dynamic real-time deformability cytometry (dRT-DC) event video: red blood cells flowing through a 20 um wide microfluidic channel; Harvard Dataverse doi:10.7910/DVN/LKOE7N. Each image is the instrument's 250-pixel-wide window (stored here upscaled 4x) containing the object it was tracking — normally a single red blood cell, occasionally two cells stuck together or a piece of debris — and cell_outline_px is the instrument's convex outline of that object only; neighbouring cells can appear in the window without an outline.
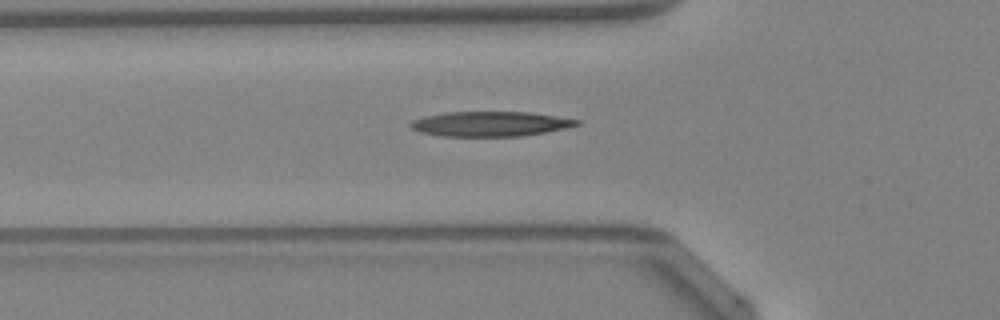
{"species": "Egyptian fruit bat (a non-hibernating species)", "species_latin": "Rousettus aegyptiacus", "temperature_condition": "warm", "stored_images_in_passage": 45, "camera_frame_rate_fps": 3000, "um_per_image_px": 0.085, "animal": {"sex": "female"}, "frame": {"image": 1, "passage_image": 14, "time_ms": 4.333, "image_size_px": [1000, 320], "cell_outline_px": [[580, 124], [564, 128], [544, 132], [520, 136], [444, 136], [420, 132], [412, 128], [408, 124], [412, 120], [424, 116], [444, 112], [528, 112], [556, 116], [580, 120]], "centroid_in_image_um": [41.63, 10.52], "position_along_channel_um": 84.2, "area_um2": 23.93}, "authors_computed_cell_mechanics": {"area_um2": 23.4668, "velocity_mm_per_s": 4.3171, "shape_relaxation_time_tau1_ms": null, "shape_relaxation_time_tau2_ms": 10.8694, "deformation_change_tau1": null, "deformation_change_tau2": 0.3274}}